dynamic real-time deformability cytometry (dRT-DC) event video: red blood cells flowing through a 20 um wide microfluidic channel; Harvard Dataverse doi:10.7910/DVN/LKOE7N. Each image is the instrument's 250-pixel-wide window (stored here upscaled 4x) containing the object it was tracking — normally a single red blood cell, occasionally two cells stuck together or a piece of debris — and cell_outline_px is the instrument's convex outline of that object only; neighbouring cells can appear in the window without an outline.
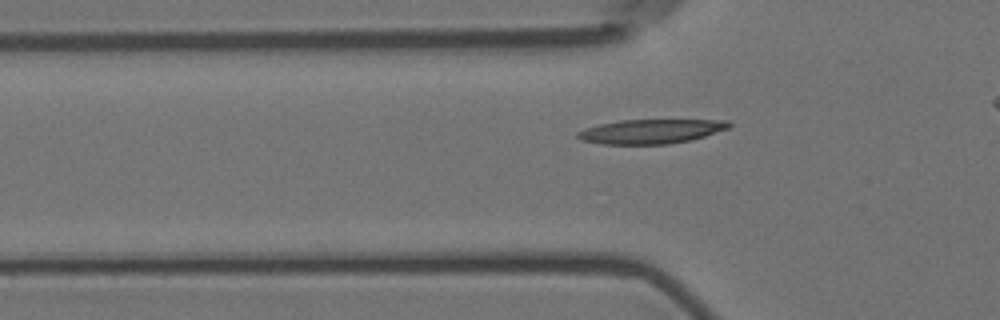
{"species": "Egyptian fruit bat (a non-hibernating species)", "species_latin": "Rousettus aegyptiacus", "temperature_condition": "room temperature", "stored_images_in_passage": 47, "camera_frame_rate_fps": 3000, "um_per_image_px": 0.085, "animal": {"sex": "female"}, "frame": {"image": 1, "passage_image": 19, "time_ms": 6.0, "image_size_px": [1000, 320], "cell_outline_px": [[732, 124], [728, 128], [692, 140], [668, 144], [604, 144], [580, 140], [576, 136], [576, 132], [584, 128], [600, 124], [620, 120], [728, 120]], "centroid_in_image_um": [55.3, 11.17], "position_along_channel_um": 70.5, "area_um2": 21.44}}
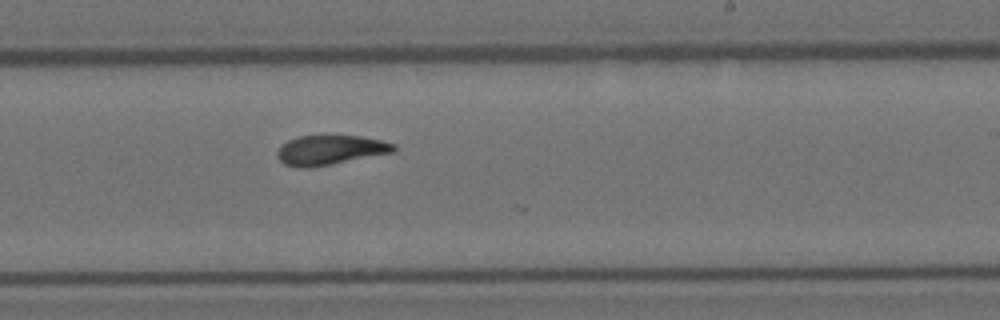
{"frame": {"image": 2, "passage_image": 35, "time_ms": 11.333, "image_size_px": [1000, 320], "cell_outline_px": [[396, 152], [312, 168], [296, 168], [284, 164], [276, 156], [276, 152], [288, 140], [296, 136], [360, 136], [380, 140], [396, 144]], "centroid_in_image_um": [28.08, 12.77], "position_along_channel_um": 260.9, "area_um2": 20.29}}
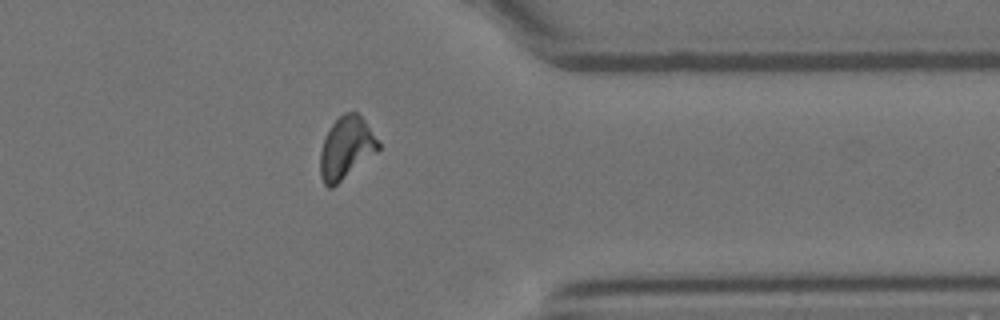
{"frame": {"image": 3, "passage_image": 46, "time_ms": 15.0, "image_size_px": [1000, 320], "cell_outline_px": [[380, 148], [376, 152], [332, 188], [328, 188], [324, 184], [320, 176], [320, 152], [324, 140], [332, 124], [344, 112], [356, 112], [364, 120], [380, 144]], "centroid_in_image_um": [29.4, 12.59], "position_along_channel_um": 382.0, "area_um2": 20.63}}